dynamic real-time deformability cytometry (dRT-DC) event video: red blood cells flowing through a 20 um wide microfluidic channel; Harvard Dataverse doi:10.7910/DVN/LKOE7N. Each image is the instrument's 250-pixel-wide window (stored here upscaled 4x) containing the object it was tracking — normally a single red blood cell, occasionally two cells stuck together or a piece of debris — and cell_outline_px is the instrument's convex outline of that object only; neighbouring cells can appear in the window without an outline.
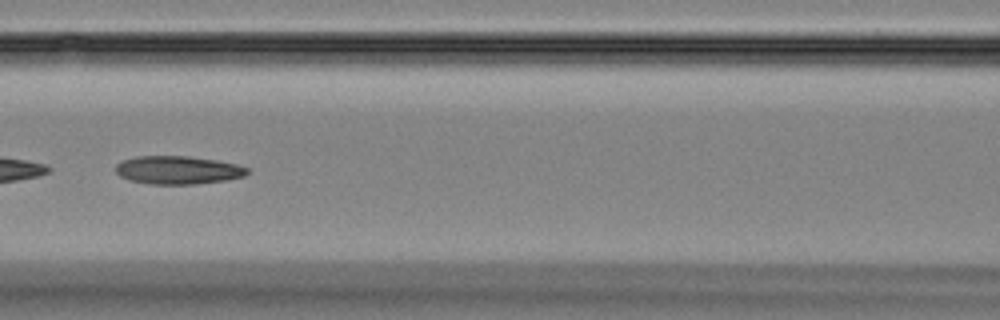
{"species": "Egyptian fruit bat (a non-hibernating species)", "species_latin": "Rousettus aegyptiacus", "temperature_condition": "room temperature", "stored_images_in_passage": 52, "camera_frame_rate_fps": 3000, "um_per_image_px": 0.085, "animal": {"sex": "female"}, "frame": {"image": 1, "passage_image": 23, "time_ms": 7.333, "image_size_px": [1000, 320], "cell_outline_px": [[248, 172], [244, 176], [228, 180], [196, 184], [152, 184], [128, 180], [120, 176], [116, 172], [116, 164], [124, 160], [136, 156], [188, 156], [216, 160], [236, 164], [248, 168]], "centroid_in_image_um": [15.12, 14.46], "position_along_channel_um": 151.5, "area_um2": 21.62}, "authors_computed_cell_mechanics": {"area_um2": 22.3975, "velocity_mm_per_s": 3.6914, "shape_relaxation_time_tau1_ms": null, "shape_relaxation_time_tau2_ms": 5.4062, "deformation_change_tau1": null, "deformation_change_tau2": 0.1479}}